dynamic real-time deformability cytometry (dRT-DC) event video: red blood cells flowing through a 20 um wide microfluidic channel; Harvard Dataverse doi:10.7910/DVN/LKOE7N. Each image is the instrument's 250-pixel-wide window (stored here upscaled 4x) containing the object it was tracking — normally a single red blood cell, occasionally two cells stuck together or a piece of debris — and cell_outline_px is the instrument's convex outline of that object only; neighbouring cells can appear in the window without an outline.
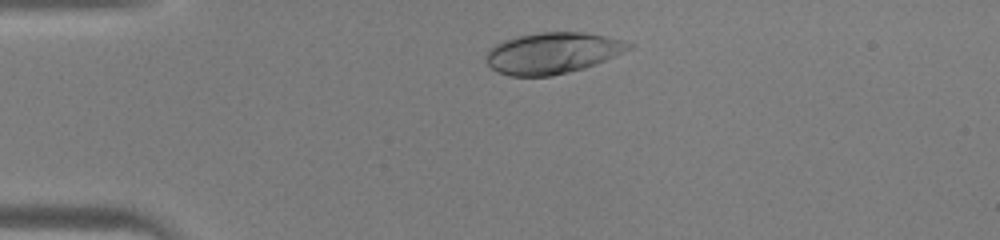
{"species": "human", "species_latin": "Homo sapiens", "temperature_condition": "warm", "stored_images_in_passage": 33, "camera_frame_rate_fps": 3000, "um_per_image_px": 0.085, "donor": {"sex": "male"}, "frame": {"image": 1, "passage_image": 5, "time_ms": 1.333, "image_size_px": [1000, 240], "cell_outline_px": [[636, 44], [632, 48], [596, 64], [584, 68], [552, 76], [508, 76], [492, 68], [484, 60], [484, 56], [496, 44], [520, 36], [540, 32], [580, 32], [604, 36]], "centroid_in_image_um": [46.97, 4.52], "position_along_channel_um": 38.0, "area_um2": 33.87}}
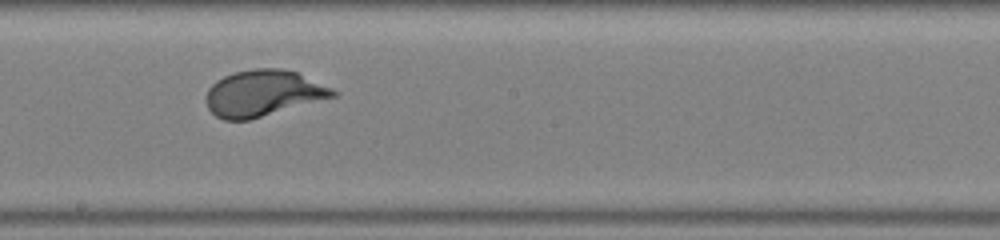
{"frame": {"image": 2, "passage_image": 20, "time_ms": 6.333, "image_size_px": [1000, 240], "cell_outline_px": [[340, 92], [336, 96], [248, 120], [224, 120], [216, 116], [208, 108], [208, 88], [216, 80], [232, 72], [256, 68], [280, 68], [296, 72], [332, 88]], "centroid_in_image_um": [22.37, 7.91], "position_along_channel_um": 225.8, "area_um2": 33.81}}
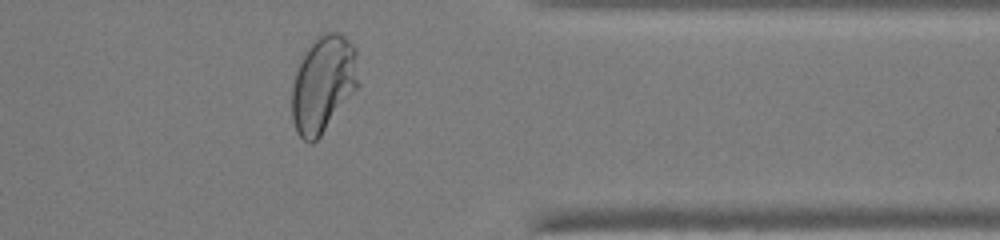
{"frame": {"image": 3, "passage_image": 31, "time_ms": 10.0, "image_size_px": [1000, 240], "cell_outline_px": [[360, 84], [320, 136], [312, 144], [308, 144], [296, 132], [292, 120], [292, 84], [300, 56], [312, 40], [320, 32], [340, 32], [356, 48]], "centroid_in_image_um": [27.46, 7.09], "position_along_channel_um": 383.9, "area_um2": 38.21}}